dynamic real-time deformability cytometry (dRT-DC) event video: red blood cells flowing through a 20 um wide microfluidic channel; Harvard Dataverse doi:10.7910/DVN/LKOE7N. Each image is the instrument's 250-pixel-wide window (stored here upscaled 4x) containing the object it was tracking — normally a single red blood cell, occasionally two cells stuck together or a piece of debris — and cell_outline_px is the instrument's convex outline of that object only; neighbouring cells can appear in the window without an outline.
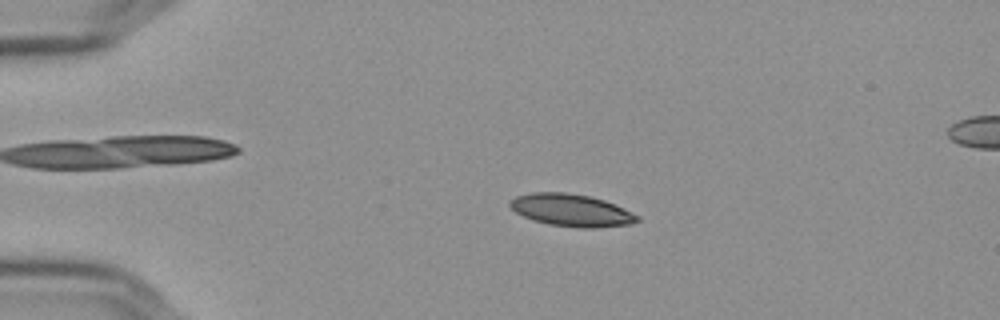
{"species": "Egyptian fruit bat (a non-hibernating species)", "species_latin": "Rousettus aegyptiacus", "temperature_condition": "cold", "stored_images_in_passage": 56, "camera_frame_rate_fps": 3000, "um_per_image_px": 0.085, "frame": {"image": 1, "passage_image": 12, "time_ms": 3.667, "image_size_px": [1000, 320], "cell_outline_px": [[640, 220], [632, 224], [596, 228], [576, 228], [548, 224], [532, 220], [516, 212], [508, 204], [516, 196], [528, 192], [568, 192], [588, 196], [604, 200], [616, 204], [640, 216]], "centroid_in_image_um": [48.59, 17.87], "position_along_channel_um": 36.4, "area_um2": 24.22}}
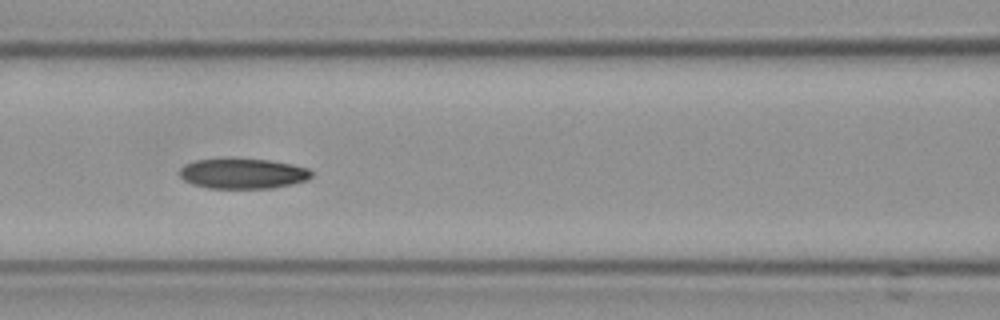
{"frame": {"image": 2, "passage_image": 25, "time_ms": 8.0, "image_size_px": [1000, 320], "cell_outline_px": [[312, 176], [308, 180], [292, 184], [272, 188], [208, 188], [192, 184], [184, 180], [180, 176], [180, 168], [184, 164], [196, 160], [272, 160], [292, 164], [308, 168], [312, 172]], "centroid_in_image_um": [20.67, 14.77], "position_along_channel_um": 145.9, "area_um2": 22.95}}
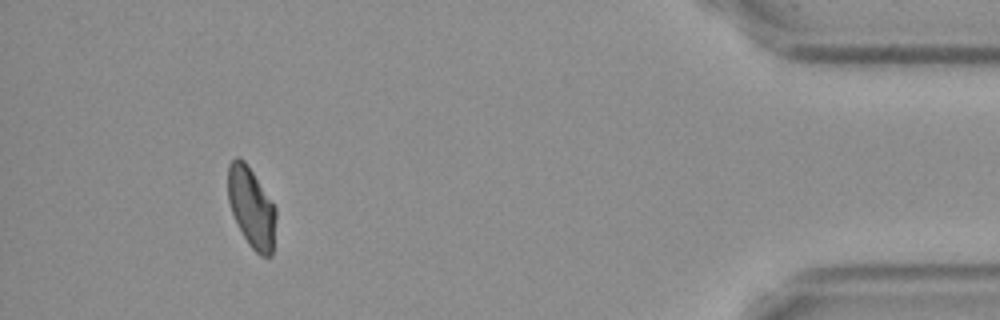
{"frame": {"image": 3, "passage_image": 52, "time_ms": 17.0, "image_size_px": [1000, 320], "cell_outline_px": [[276, 216], [272, 256], [260, 256], [248, 244], [232, 212], [228, 200], [228, 164], [236, 156], [244, 160], [276, 208]], "centroid_in_image_um": [21.37, 17.64], "position_along_channel_um": 413.8, "area_um2": 22.08}, "authors_computed_cell_mechanics": {"area_um2": 23.2645, "velocity_mm_per_s": 3.6029, "shape_relaxation_time_tau1_ms": null, "shape_relaxation_time_tau2_ms": 2.7974, "deformation_change_tau1": null, "deformation_change_tau2": 0.0662}}